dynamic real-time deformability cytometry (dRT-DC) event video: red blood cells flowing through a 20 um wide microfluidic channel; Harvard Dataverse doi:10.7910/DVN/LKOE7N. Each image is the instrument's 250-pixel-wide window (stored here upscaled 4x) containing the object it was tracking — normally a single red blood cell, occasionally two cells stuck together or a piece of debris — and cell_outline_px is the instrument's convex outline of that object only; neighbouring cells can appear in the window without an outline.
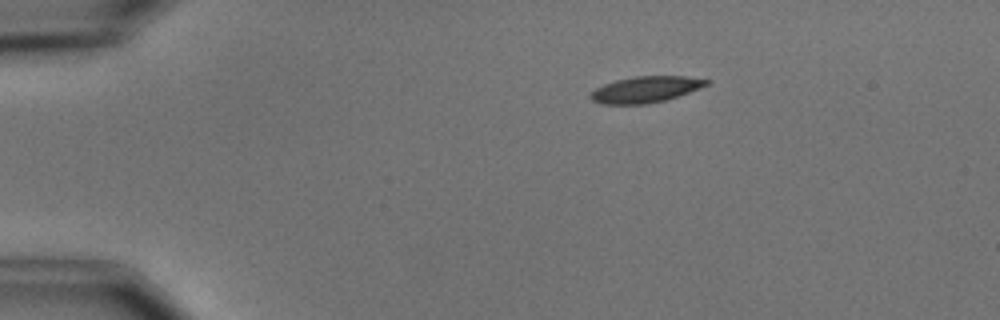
{"species": "common noctule bat (a hibernating species)", "species_latin": "Nyctalus noctula", "temperature_condition": "cold", "stored_images_in_passage": 4, "camera_frame_rate_fps": 3000, "um_per_image_px": 0.085, "animal": {"sex": "male", "body_mass_g": 15.6}, "frame": {"image": 1, "passage_image": 1, "time_ms": 0.0, "image_size_px": [1000, 320], "cell_outline_px": [[712, 80], [708, 84], [700, 88], [664, 100], [648, 104], [600, 104], [592, 100], [588, 96], [596, 88], [604, 84], [616, 80], [636, 76], [684, 76]], "centroid_in_image_um": [54.86, 7.6], "position_along_channel_um": 30.1, "area_um2": 17.57}}
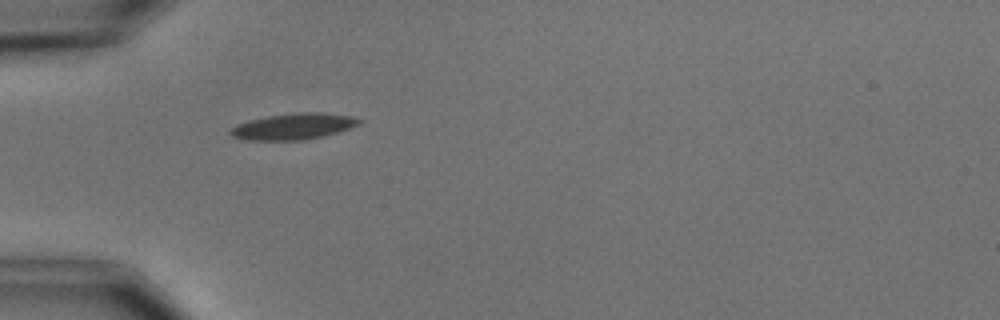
{"frame": {"image": 2, "passage_image": 3, "time_ms": 2.333, "image_size_px": [1000, 320], "cell_outline_px": [[360, 124], [324, 136], [300, 140], [248, 140], [232, 136], [228, 132], [236, 124], [248, 120], [268, 116], [296, 112], [320, 112], [352, 116], [360, 120]], "centroid_in_image_um": [24.91, 10.74], "position_along_channel_um": 60.1, "area_um2": 19.48}}